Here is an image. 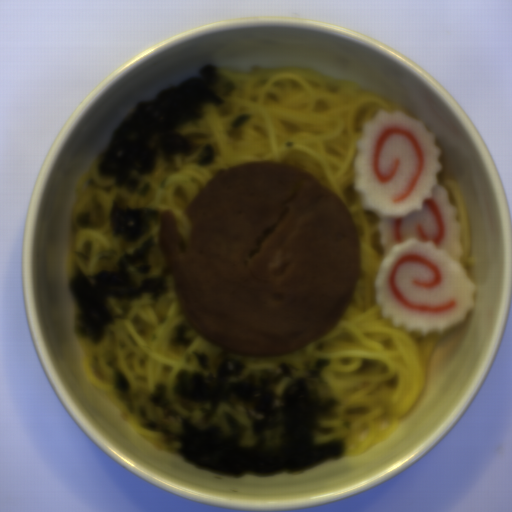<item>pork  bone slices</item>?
<instances>
[{"instance_id": "d1f655de", "label": "pork bone slices", "mask_w": 512, "mask_h": 512, "mask_svg": "<svg viewBox=\"0 0 512 512\" xmlns=\"http://www.w3.org/2000/svg\"><path fill=\"white\" fill-rule=\"evenodd\" d=\"M160 214L157 242L191 324L245 356H279L328 335L350 306L362 244L346 202L283 161L218 168L183 210Z\"/></svg>"}]
</instances>
